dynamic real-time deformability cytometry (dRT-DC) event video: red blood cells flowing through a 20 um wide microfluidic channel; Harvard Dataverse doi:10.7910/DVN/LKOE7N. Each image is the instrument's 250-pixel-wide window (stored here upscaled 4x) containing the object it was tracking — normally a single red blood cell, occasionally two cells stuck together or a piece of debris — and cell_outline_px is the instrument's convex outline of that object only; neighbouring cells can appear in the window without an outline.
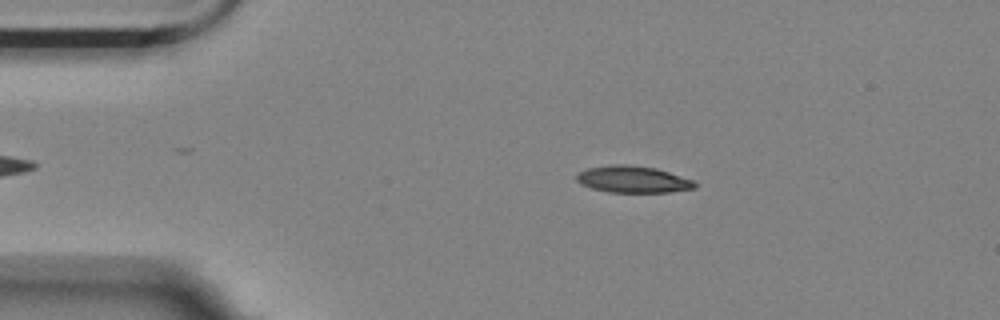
{"species": "Egyptian fruit bat (a non-hibernating species)", "species_latin": "Rousettus aegyptiacus", "temperature_condition": "room temperature", "stored_images_in_passage": 44, "camera_frame_rate_fps": 3000, "um_per_image_px": 0.085, "animal": {"sex": "female"}, "frame": {"image": 1, "passage_image": 6, "time_ms": 1.667, "image_size_px": [1000, 320], "cell_outline_px": [[696, 188], [668, 192], [608, 192], [592, 188], [580, 184], [576, 180], [576, 176], [580, 172], [588, 168], [612, 164], [624, 164], [656, 168], [696, 180]], "centroid_in_image_um": [53.83, 15.24], "position_along_channel_um": 31.2, "area_um2": 18.5}}
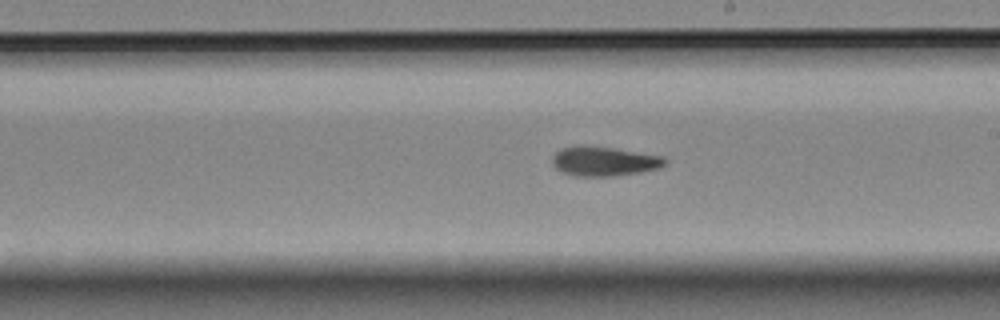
{"frame": {"image": 2, "passage_image": 27, "time_ms": 8.667, "image_size_px": [1000, 320], "cell_outline_px": [[668, 164], [660, 168], [640, 172], [612, 176], [576, 176], [564, 172], [556, 168], [552, 164], [552, 156], [560, 148], [584, 144], [612, 148], [664, 156], [668, 160]], "centroid_in_image_um": [51.37, 13.69], "position_along_channel_um": 237.6, "area_um2": 19.54}}
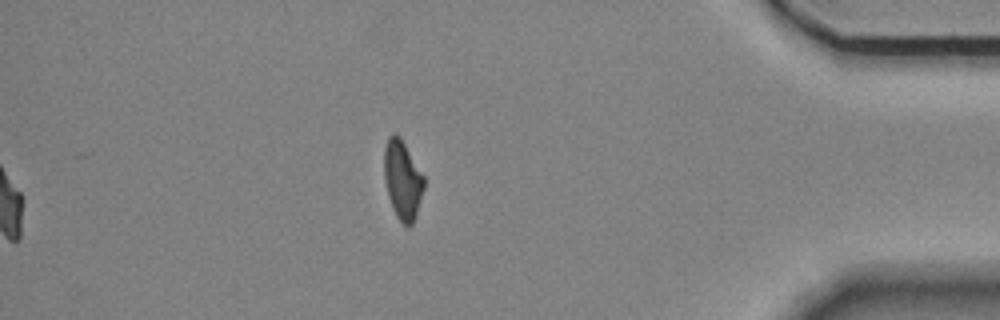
{"frame": {"image": 3, "passage_image": 44, "time_ms": 14.333, "image_size_px": [1000, 320], "cell_outline_px": [[424, 188], [416, 216], [412, 224], [408, 228], [396, 216], [392, 208], [388, 196], [384, 180], [384, 148], [388, 136], [396, 132], [400, 136], [424, 176]], "centroid_in_image_um": [34.2, 15.28], "position_along_channel_um": 401.0, "area_um2": 18.44}, "authors_computed_cell_mechanics": {"area_um2": 18.8717, "velocity_mm_per_s": 3.5745, "shape_relaxation_time_tau1_ms": null, "shape_relaxation_time_tau2_ms": 4.2688, "deformation_change_tau1": null, "deformation_change_tau2": 0.1173}}